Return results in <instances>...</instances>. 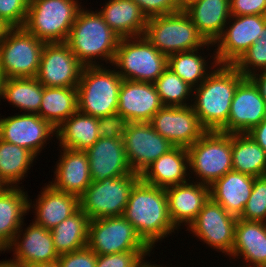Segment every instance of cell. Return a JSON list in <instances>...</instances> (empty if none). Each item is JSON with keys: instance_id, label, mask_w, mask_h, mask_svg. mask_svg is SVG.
<instances>
[{"instance_id": "obj_56", "label": "cell", "mask_w": 266, "mask_h": 267, "mask_svg": "<svg viewBox=\"0 0 266 267\" xmlns=\"http://www.w3.org/2000/svg\"><path fill=\"white\" fill-rule=\"evenodd\" d=\"M7 247L0 241V251H6Z\"/></svg>"}, {"instance_id": "obj_35", "label": "cell", "mask_w": 266, "mask_h": 267, "mask_svg": "<svg viewBox=\"0 0 266 267\" xmlns=\"http://www.w3.org/2000/svg\"><path fill=\"white\" fill-rule=\"evenodd\" d=\"M44 86L35 77L8 78L4 83L3 97L24 113L38 114Z\"/></svg>"}, {"instance_id": "obj_46", "label": "cell", "mask_w": 266, "mask_h": 267, "mask_svg": "<svg viewBox=\"0 0 266 267\" xmlns=\"http://www.w3.org/2000/svg\"><path fill=\"white\" fill-rule=\"evenodd\" d=\"M230 14L234 16H266V0H230Z\"/></svg>"}, {"instance_id": "obj_47", "label": "cell", "mask_w": 266, "mask_h": 267, "mask_svg": "<svg viewBox=\"0 0 266 267\" xmlns=\"http://www.w3.org/2000/svg\"><path fill=\"white\" fill-rule=\"evenodd\" d=\"M248 134L261 146L266 152V118L255 126Z\"/></svg>"}, {"instance_id": "obj_33", "label": "cell", "mask_w": 266, "mask_h": 267, "mask_svg": "<svg viewBox=\"0 0 266 267\" xmlns=\"http://www.w3.org/2000/svg\"><path fill=\"white\" fill-rule=\"evenodd\" d=\"M232 167L252 177L265 176L266 152L248 133H232Z\"/></svg>"}, {"instance_id": "obj_3", "label": "cell", "mask_w": 266, "mask_h": 267, "mask_svg": "<svg viewBox=\"0 0 266 267\" xmlns=\"http://www.w3.org/2000/svg\"><path fill=\"white\" fill-rule=\"evenodd\" d=\"M120 39L99 12L81 8L65 43L84 67L100 66L97 58L113 63Z\"/></svg>"}, {"instance_id": "obj_52", "label": "cell", "mask_w": 266, "mask_h": 267, "mask_svg": "<svg viewBox=\"0 0 266 267\" xmlns=\"http://www.w3.org/2000/svg\"><path fill=\"white\" fill-rule=\"evenodd\" d=\"M6 77L3 73V71L0 69V99L3 97V90H4V83H5Z\"/></svg>"}, {"instance_id": "obj_23", "label": "cell", "mask_w": 266, "mask_h": 267, "mask_svg": "<svg viewBox=\"0 0 266 267\" xmlns=\"http://www.w3.org/2000/svg\"><path fill=\"white\" fill-rule=\"evenodd\" d=\"M61 149L63 152L54 172V183L50 182V185L58 191L80 197L92 183L88 155L86 151Z\"/></svg>"}, {"instance_id": "obj_39", "label": "cell", "mask_w": 266, "mask_h": 267, "mask_svg": "<svg viewBox=\"0 0 266 267\" xmlns=\"http://www.w3.org/2000/svg\"><path fill=\"white\" fill-rule=\"evenodd\" d=\"M260 34V38L233 65L245 78L256 74V70L266 69V25Z\"/></svg>"}, {"instance_id": "obj_29", "label": "cell", "mask_w": 266, "mask_h": 267, "mask_svg": "<svg viewBox=\"0 0 266 267\" xmlns=\"http://www.w3.org/2000/svg\"><path fill=\"white\" fill-rule=\"evenodd\" d=\"M98 12L120 38L142 36L145 32L148 18L133 0H108Z\"/></svg>"}, {"instance_id": "obj_55", "label": "cell", "mask_w": 266, "mask_h": 267, "mask_svg": "<svg viewBox=\"0 0 266 267\" xmlns=\"http://www.w3.org/2000/svg\"><path fill=\"white\" fill-rule=\"evenodd\" d=\"M7 187V184L0 178V193H2Z\"/></svg>"}, {"instance_id": "obj_11", "label": "cell", "mask_w": 266, "mask_h": 267, "mask_svg": "<svg viewBox=\"0 0 266 267\" xmlns=\"http://www.w3.org/2000/svg\"><path fill=\"white\" fill-rule=\"evenodd\" d=\"M87 246L97 255L152 250L123 216L90 220Z\"/></svg>"}, {"instance_id": "obj_1", "label": "cell", "mask_w": 266, "mask_h": 267, "mask_svg": "<svg viewBox=\"0 0 266 267\" xmlns=\"http://www.w3.org/2000/svg\"><path fill=\"white\" fill-rule=\"evenodd\" d=\"M123 217L151 249L156 242L177 230L169 216L165 188L147 184L141 179L130 192Z\"/></svg>"}, {"instance_id": "obj_32", "label": "cell", "mask_w": 266, "mask_h": 267, "mask_svg": "<svg viewBox=\"0 0 266 267\" xmlns=\"http://www.w3.org/2000/svg\"><path fill=\"white\" fill-rule=\"evenodd\" d=\"M78 111L77 87H46L38 115L55 129Z\"/></svg>"}, {"instance_id": "obj_12", "label": "cell", "mask_w": 266, "mask_h": 267, "mask_svg": "<svg viewBox=\"0 0 266 267\" xmlns=\"http://www.w3.org/2000/svg\"><path fill=\"white\" fill-rule=\"evenodd\" d=\"M232 19L234 23L225 26L223 33L214 43L215 47L216 44L218 47L214 60L219 65H234L260 38V33L266 25V16L262 15H231L229 20Z\"/></svg>"}, {"instance_id": "obj_10", "label": "cell", "mask_w": 266, "mask_h": 267, "mask_svg": "<svg viewBox=\"0 0 266 267\" xmlns=\"http://www.w3.org/2000/svg\"><path fill=\"white\" fill-rule=\"evenodd\" d=\"M44 45L24 27L9 28L0 42V69L6 79L35 77Z\"/></svg>"}, {"instance_id": "obj_21", "label": "cell", "mask_w": 266, "mask_h": 267, "mask_svg": "<svg viewBox=\"0 0 266 267\" xmlns=\"http://www.w3.org/2000/svg\"><path fill=\"white\" fill-rule=\"evenodd\" d=\"M92 181L133 174L121 138H100L86 150Z\"/></svg>"}, {"instance_id": "obj_30", "label": "cell", "mask_w": 266, "mask_h": 267, "mask_svg": "<svg viewBox=\"0 0 266 267\" xmlns=\"http://www.w3.org/2000/svg\"><path fill=\"white\" fill-rule=\"evenodd\" d=\"M21 188L7 187L0 193V241L6 247L23 227V218L29 212L28 195Z\"/></svg>"}, {"instance_id": "obj_28", "label": "cell", "mask_w": 266, "mask_h": 267, "mask_svg": "<svg viewBox=\"0 0 266 267\" xmlns=\"http://www.w3.org/2000/svg\"><path fill=\"white\" fill-rule=\"evenodd\" d=\"M229 2L230 0H199L184 10L208 43L214 44L224 27L231 22L228 20L231 16Z\"/></svg>"}, {"instance_id": "obj_44", "label": "cell", "mask_w": 266, "mask_h": 267, "mask_svg": "<svg viewBox=\"0 0 266 267\" xmlns=\"http://www.w3.org/2000/svg\"><path fill=\"white\" fill-rule=\"evenodd\" d=\"M151 18L182 11L179 0H133Z\"/></svg>"}, {"instance_id": "obj_7", "label": "cell", "mask_w": 266, "mask_h": 267, "mask_svg": "<svg viewBox=\"0 0 266 267\" xmlns=\"http://www.w3.org/2000/svg\"><path fill=\"white\" fill-rule=\"evenodd\" d=\"M167 64L168 57L142 35L120 39L112 66L124 80L154 83Z\"/></svg>"}, {"instance_id": "obj_37", "label": "cell", "mask_w": 266, "mask_h": 267, "mask_svg": "<svg viewBox=\"0 0 266 267\" xmlns=\"http://www.w3.org/2000/svg\"><path fill=\"white\" fill-rule=\"evenodd\" d=\"M198 51L194 49L168 56L167 67L193 89L198 87L211 73L207 69L209 67L205 58L200 56Z\"/></svg>"}, {"instance_id": "obj_42", "label": "cell", "mask_w": 266, "mask_h": 267, "mask_svg": "<svg viewBox=\"0 0 266 267\" xmlns=\"http://www.w3.org/2000/svg\"><path fill=\"white\" fill-rule=\"evenodd\" d=\"M151 251H127L107 255H97L96 267H136L137 263Z\"/></svg>"}, {"instance_id": "obj_25", "label": "cell", "mask_w": 266, "mask_h": 267, "mask_svg": "<svg viewBox=\"0 0 266 267\" xmlns=\"http://www.w3.org/2000/svg\"><path fill=\"white\" fill-rule=\"evenodd\" d=\"M188 166L187 148L175 146L147 166L140 174V179L147 184L161 188L183 184L189 182L186 179Z\"/></svg>"}, {"instance_id": "obj_18", "label": "cell", "mask_w": 266, "mask_h": 267, "mask_svg": "<svg viewBox=\"0 0 266 267\" xmlns=\"http://www.w3.org/2000/svg\"><path fill=\"white\" fill-rule=\"evenodd\" d=\"M55 133V134H54ZM56 129L38 114L23 113L0 118V139L31 151L36 157Z\"/></svg>"}, {"instance_id": "obj_16", "label": "cell", "mask_w": 266, "mask_h": 267, "mask_svg": "<svg viewBox=\"0 0 266 267\" xmlns=\"http://www.w3.org/2000/svg\"><path fill=\"white\" fill-rule=\"evenodd\" d=\"M83 65L63 43H45L35 78L46 87H77Z\"/></svg>"}, {"instance_id": "obj_15", "label": "cell", "mask_w": 266, "mask_h": 267, "mask_svg": "<svg viewBox=\"0 0 266 267\" xmlns=\"http://www.w3.org/2000/svg\"><path fill=\"white\" fill-rule=\"evenodd\" d=\"M123 142L128 162L133 172L139 174L175 147L157 133L149 122L128 123Z\"/></svg>"}, {"instance_id": "obj_19", "label": "cell", "mask_w": 266, "mask_h": 267, "mask_svg": "<svg viewBox=\"0 0 266 267\" xmlns=\"http://www.w3.org/2000/svg\"><path fill=\"white\" fill-rule=\"evenodd\" d=\"M22 227L15 235L7 250L15 251L12 261L16 267L34 263H50L57 261L58 253L54 248L51 231L32 222L23 232ZM23 232V236H21ZM22 237V238H21ZM12 248V249H11Z\"/></svg>"}, {"instance_id": "obj_13", "label": "cell", "mask_w": 266, "mask_h": 267, "mask_svg": "<svg viewBox=\"0 0 266 267\" xmlns=\"http://www.w3.org/2000/svg\"><path fill=\"white\" fill-rule=\"evenodd\" d=\"M236 223V216L228 213L210 198L187 230L206 245L216 248V251L220 250L230 255L234 244Z\"/></svg>"}, {"instance_id": "obj_43", "label": "cell", "mask_w": 266, "mask_h": 267, "mask_svg": "<svg viewBox=\"0 0 266 267\" xmlns=\"http://www.w3.org/2000/svg\"><path fill=\"white\" fill-rule=\"evenodd\" d=\"M128 120L119 113L98 118V132L100 136L108 139H123Z\"/></svg>"}, {"instance_id": "obj_36", "label": "cell", "mask_w": 266, "mask_h": 267, "mask_svg": "<svg viewBox=\"0 0 266 267\" xmlns=\"http://www.w3.org/2000/svg\"><path fill=\"white\" fill-rule=\"evenodd\" d=\"M34 158L36 156L28 149L0 139V178L8 187H17Z\"/></svg>"}, {"instance_id": "obj_6", "label": "cell", "mask_w": 266, "mask_h": 267, "mask_svg": "<svg viewBox=\"0 0 266 267\" xmlns=\"http://www.w3.org/2000/svg\"><path fill=\"white\" fill-rule=\"evenodd\" d=\"M81 8L78 0H29L24 28L44 43L66 42Z\"/></svg>"}, {"instance_id": "obj_50", "label": "cell", "mask_w": 266, "mask_h": 267, "mask_svg": "<svg viewBox=\"0 0 266 267\" xmlns=\"http://www.w3.org/2000/svg\"><path fill=\"white\" fill-rule=\"evenodd\" d=\"M145 256H143V258L137 263V266L136 267H162L160 265H156V264H151L149 262H144V258ZM167 267V266H165Z\"/></svg>"}, {"instance_id": "obj_2", "label": "cell", "mask_w": 266, "mask_h": 267, "mask_svg": "<svg viewBox=\"0 0 266 267\" xmlns=\"http://www.w3.org/2000/svg\"><path fill=\"white\" fill-rule=\"evenodd\" d=\"M212 65L216 69L193 89L194 102L190 104L207 131H219L228 121L235 91L245 77L233 65L215 61Z\"/></svg>"}, {"instance_id": "obj_48", "label": "cell", "mask_w": 266, "mask_h": 267, "mask_svg": "<svg viewBox=\"0 0 266 267\" xmlns=\"http://www.w3.org/2000/svg\"><path fill=\"white\" fill-rule=\"evenodd\" d=\"M259 73L252 75L249 77L255 85L258 87L261 96L264 98L266 102V69L259 71Z\"/></svg>"}, {"instance_id": "obj_5", "label": "cell", "mask_w": 266, "mask_h": 267, "mask_svg": "<svg viewBox=\"0 0 266 267\" xmlns=\"http://www.w3.org/2000/svg\"><path fill=\"white\" fill-rule=\"evenodd\" d=\"M144 37L167 57L174 53L214 45L199 33L184 11L148 18Z\"/></svg>"}, {"instance_id": "obj_31", "label": "cell", "mask_w": 266, "mask_h": 267, "mask_svg": "<svg viewBox=\"0 0 266 267\" xmlns=\"http://www.w3.org/2000/svg\"><path fill=\"white\" fill-rule=\"evenodd\" d=\"M56 138L62 148L86 151L100 138L98 118L77 111L56 128Z\"/></svg>"}, {"instance_id": "obj_40", "label": "cell", "mask_w": 266, "mask_h": 267, "mask_svg": "<svg viewBox=\"0 0 266 267\" xmlns=\"http://www.w3.org/2000/svg\"><path fill=\"white\" fill-rule=\"evenodd\" d=\"M248 221L266 223V177H255L252 193L238 217Z\"/></svg>"}, {"instance_id": "obj_8", "label": "cell", "mask_w": 266, "mask_h": 267, "mask_svg": "<svg viewBox=\"0 0 266 267\" xmlns=\"http://www.w3.org/2000/svg\"><path fill=\"white\" fill-rule=\"evenodd\" d=\"M189 169L199 183L212 185L232 167V134L207 131L199 140L187 148Z\"/></svg>"}, {"instance_id": "obj_53", "label": "cell", "mask_w": 266, "mask_h": 267, "mask_svg": "<svg viewBox=\"0 0 266 267\" xmlns=\"http://www.w3.org/2000/svg\"><path fill=\"white\" fill-rule=\"evenodd\" d=\"M199 0H179L182 10H185L190 4Z\"/></svg>"}, {"instance_id": "obj_41", "label": "cell", "mask_w": 266, "mask_h": 267, "mask_svg": "<svg viewBox=\"0 0 266 267\" xmlns=\"http://www.w3.org/2000/svg\"><path fill=\"white\" fill-rule=\"evenodd\" d=\"M29 0H0V19L9 27H24Z\"/></svg>"}, {"instance_id": "obj_51", "label": "cell", "mask_w": 266, "mask_h": 267, "mask_svg": "<svg viewBox=\"0 0 266 267\" xmlns=\"http://www.w3.org/2000/svg\"><path fill=\"white\" fill-rule=\"evenodd\" d=\"M8 29L9 27L0 19V41L3 40V37Z\"/></svg>"}, {"instance_id": "obj_34", "label": "cell", "mask_w": 266, "mask_h": 267, "mask_svg": "<svg viewBox=\"0 0 266 267\" xmlns=\"http://www.w3.org/2000/svg\"><path fill=\"white\" fill-rule=\"evenodd\" d=\"M89 222V217L79 208L73 215L50 230L58 255L87 247Z\"/></svg>"}, {"instance_id": "obj_14", "label": "cell", "mask_w": 266, "mask_h": 267, "mask_svg": "<svg viewBox=\"0 0 266 267\" xmlns=\"http://www.w3.org/2000/svg\"><path fill=\"white\" fill-rule=\"evenodd\" d=\"M149 123L157 133L174 146L185 148L193 145L207 132L190 104L163 106Z\"/></svg>"}, {"instance_id": "obj_4", "label": "cell", "mask_w": 266, "mask_h": 267, "mask_svg": "<svg viewBox=\"0 0 266 267\" xmlns=\"http://www.w3.org/2000/svg\"><path fill=\"white\" fill-rule=\"evenodd\" d=\"M85 66L77 85L78 111L96 118L117 113L123 79L116 70Z\"/></svg>"}, {"instance_id": "obj_27", "label": "cell", "mask_w": 266, "mask_h": 267, "mask_svg": "<svg viewBox=\"0 0 266 267\" xmlns=\"http://www.w3.org/2000/svg\"><path fill=\"white\" fill-rule=\"evenodd\" d=\"M229 256H242L250 267H266V223L237 218Z\"/></svg>"}, {"instance_id": "obj_45", "label": "cell", "mask_w": 266, "mask_h": 267, "mask_svg": "<svg viewBox=\"0 0 266 267\" xmlns=\"http://www.w3.org/2000/svg\"><path fill=\"white\" fill-rule=\"evenodd\" d=\"M57 262L60 267H96L97 254L87 246L59 255Z\"/></svg>"}, {"instance_id": "obj_22", "label": "cell", "mask_w": 266, "mask_h": 267, "mask_svg": "<svg viewBox=\"0 0 266 267\" xmlns=\"http://www.w3.org/2000/svg\"><path fill=\"white\" fill-rule=\"evenodd\" d=\"M190 181L165 188L169 216L177 229L181 223L189 226L211 198L210 186Z\"/></svg>"}, {"instance_id": "obj_38", "label": "cell", "mask_w": 266, "mask_h": 267, "mask_svg": "<svg viewBox=\"0 0 266 267\" xmlns=\"http://www.w3.org/2000/svg\"><path fill=\"white\" fill-rule=\"evenodd\" d=\"M153 84L164 106H188L186 99L191 98L194 92L191 86L168 67Z\"/></svg>"}, {"instance_id": "obj_17", "label": "cell", "mask_w": 266, "mask_h": 267, "mask_svg": "<svg viewBox=\"0 0 266 267\" xmlns=\"http://www.w3.org/2000/svg\"><path fill=\"white\" fill-rule=\"evenodd\" d=\"M265 118L266 102L255 83L245 78L235 91L228 121L219 131L248 133Z\"/></svg>"}, {"instance_id": "obj_9", "label": "cell", "mask_w": 266, "mask_h": 267, "mask_svg": "<svg viewBox=\"0 0 266 267\" xmlns=\"http://www.w3.org/2000/svg\"><path fill=\"white\" fill-rule=\"evenodd\" d=\"M139 180L140 174L134 172L92 181L79 197L80 209L90 220L123 216L130 192Z\"/></svg>"}, {"instance_id": "obj_49", "label": "cell", "mask_w": 266, "mask_h": 267, "mask_svg": "<svg viewBox=\"0 0 266 267\" xmlns=\"http://www.w3.org/2000/svg\"><path fill=\"white\" fill-rule=\"evenodd\" d=\"M22 267H60L57 261L50 262V263H34L30 265H25Z\"/></svg>"}, {"instance_id": "obj_24", "label": "cell", "mask_w": 266, "mask_h": 267, "mask_svg": "<svg viewBox=\"0 0 266 267\" xmlns=\"http://www.w3.org/2000/svg\"><path fill=\"white\" fill-rule=\"evenodd\" d=\"M42 189L33 207L28 200V209L35 208V224L51 230L80 208L78 196L58 191L50 184Z\"/></svg>"}, {"instance_id": "obj_26", "label": "cell", "mask_w": 266, "mask_h": 267, "mask_svg": "<svg viewBox=\"0 0 266 267\" xmlns=\"http://www.w3.org/2000/svg\"><path fill=\"white\" fill-rule=\"evenodd\" d=\"M254 180L255 177L232 170L210 185V197L238 218L252 193Z\"/></svg>"}, {"instance_id": "obj_20", "label": "cell", "mask_w": 266, "mask_h": 267, "mask_svg": "<svg viewBox=\"0 0 266 267\" xmlns=\"http://www.w3.org/2000/svg\"><path fill=\"white\" fill-rule=\"evenodd\" d=\"M163 106L153 83L123 79L117 113L123 115L129 123L150 122Z\"/></svg>"}, {"instance_id": "obj_54", "label": "cell", "mask_w": 266, "mask_h": 267, "mask_svg": "<svg viewBox=\"0 0 266 267\" xmlns=\"http://www.w3.org/2000/svg\"><path fill=\"white\" fill-rule=\"evenodd\" d=\"M0 267H16L15 263L12 260L0 261Z\"/></svg>"}]
</instances>
